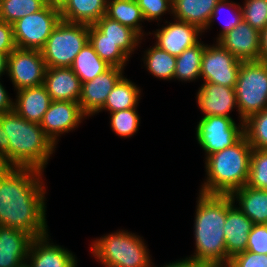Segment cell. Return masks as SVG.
Instances as JSON below:
<instances>
[{
	"instance_id": "cell-1",
	"label": "cell",
	"mask_w": 267,
	"mask_h": 267,
	"mask_svg": "<svg viewBox=\"0 0 267 267\" xmlns=\"http://www.w3.org/2000/svg\"><path fill=\"white\" fill-rule=\"evenodd\" d=\"M43 172L0 166V225L33 238L48 235Z\"/></svg>"
},
{
	"instance_id": "cell-2",
	"label": "cell",
	"mask_w": 267,
	"mask_h": 267,
	"mask_svg": "<svg viewBox=\"0 0 267 267\" xmlns=\"http://www.w3.org/2000/svg\"><path fill=\"white\" fill-rule=\"evenodd\" d=\"M194 218L195 252L189 258L203 267H227L223 226L228 195L199 192Z\"/></svg>"
},
{
	"instance_id": "cell-3",
	"label": "cell",
	"mask_w": 267,
	"mask_h": 267,
	"mask_svg": "<svg viewBox=\"0 0 267 267\" xmlns=\"http://www.w3.org/2000/svg\"><path fill=\"white\" fill-rule=\"evenodd\" d=\"M5 143H9V167L33 168L44 172L56 145L35 122L27 121L14 110L0 114Z\"/></svg>"
},
{
	"instance_id": "cell-4",
	"label": "cell",
	"mask_w": 267,
	"mask_h": 267,
	"mask_svg": "<svg viewBox=\"0 0 267 267\" xmlns=\"http://www.w3.org/2000/svg\"><path fill=\"white\" fill-rule=\"evenodd\" d=\"M252 147L245 135L235 144L205 157L206 181L199 192L230 195L247 184Z\"/></svg>"
},
{
	"instance_id": "cell-5",
	"label": "cell",
	"mask_w": 267,
	"mask_h": 267,
	"mask_svg": "<svg viewBox=\"0 0 267 267\" xmlns=\"http://www.w3.org/2000/svg\"><path fill=\"white\" fill-rule=\"evenodd\" d=\"M147 247L139 235L117 230L92 241L90 249L103 267H152Z\"/></svg>"
},
{
	"instance_id": "cell-6",
	"label": "cell",
	"mask_w": 267,
	"mask_h": 267,
	"mask_svg": "<svg viewBox=\"0 0 267 267\" xmlns=\"http://www.w3.org/2000/svg\"><path fill=\"white\" fill-rule=\"evenodd\" d=\"M89 41V25L61 20L40 50L47 67H71Z\"/></svg>"
},
{
	"instance_id": "cell-7",
	"label": "cell",
	"mask_w": 267,
	"mask_h": 267,
	"mask_svg": "<svg viewBox=\"0 0 267 267\" xmlns=\"http://www.w3.org/2000/svg\"><path fill=\"white\" fill-rule=\"evenodd\" d=\"M239 121L267 108V63L241 62L235 85Z\"/></svg>"
},
{
	"instance_id": "cell-8",
	"label": "cell",
	"mask_w": 267,
	"mask_h": 267,
	"mask_svg": "<svg viewBox=\"0 0 267 267\" xmlns=\"http://www.w3.org/2000/svg\"><path fill=\"white\" fill-rule=\"evenodd\" d=\"M60 21V8L47 4L38 12L17 20L12 24L16 46L41 50Z\"/></svg>"
},
{
	"instance_id": "cell-9",
	"label": "cell",
	"mask_w": 267,
	"mask_h": 267,
	"mask_svg": "<svg viewBox=\"0 0 267 267\" xmlns=\"http://www.w3.org/2000/svg\"><path fill=\"white\" fill-rule=\"evenodd\" d=\"M196 129V140L206 157L230 147L244 135V122L235 123L224 116L201 117Z\"/></svg>"
},
{
	"instance_id": "cell-10",
	"label": "cell",
	"mask_w": 267,
	"mask_h": 267,
	"mask_svg": "<svg viewBox=\"0 0 267 267\" xmlns=\"http://www.w3.org/2000/svg\"><path fill=\"white\" fill-rule=\"evenodd\" d=\"M46 69L40 50L16 47L8 55L7 75L16 91L43 85Z\"/></svg>"
},
{
	"instance_id": "cell-11",
	"label": "cell",
	"mask_w": 267,
	"mask_h": 267,
	"mask_svg": "<svg viewBox=\"0 0 267 267\" xmlns=\"http://www.w3.org/2000/svg\"><path fill=\"white\" fill-rule=\"evenodd\" d=\"M206 45L201 63V78L226 87L235 88L241 62L226 50L218 41Z\"/></svg>"
},
{
	"instance_id": "cell-12",
	"label": "cell",
	"mask_w": 267,
	"mask_h": 267,
	"mask_svg": "<svg viewBox=\"0 0 267 267\" xmlns=\"http://www.w3.org/2000/svg\"><path fill=\"white\" fill-rule=\"evenodd\" d=\"M87 119L78 102L52 101L40 123L45 134L57 145L59 136L68 133Z\"/></svg>"
},
{
	"instance_id": "cell-13",
	"label": "cell",
	"mask_w": 267,
	"mask_h": 267,
	"mask_svg": "<svg viewBox=\"0 0 267 267\" xmlns=\"http://www.w3.org/2000/svg\"><path fill=\"white\" fill-rule=\"evenodd\" d=\"M124 68L110 67L91 81L82 83L79 105L89 118L100 112L117 82L124 76Z\"/></svg>"
},
{
	"instance_id": "cell-14",
	"label": "cell",
	"mask_w": 267,
	"mask_h": 267,
	"mask_svg": "<svg viewBox=\"0 0 267 267\" xmlns=\"http://www.w3.org/2000/svg\"><path fill=\"white\" fill-rule=\"evenodd\" d=\"M166 26L156 29L150 35H154L156 42L154 43L159 48L168 52L171 55L179 56L185 49L197 44L202 31L195 25L187 22H181L174 19V22L166 21Z\"/></svg>"
},
{
	"instance_id": "cell-15",
	"label": "cell",
	"mask_w": 267,
	"mask_h": 267,
	"mask_svg": "<svg viewBox=\"0 0 267 267\" xmlns=\"http://www.w3.org/2000/svg\"><path fill=\"white\" fill-rule=\"evenodd\" d=\"M218 42L242 62L259 61L260 31L244 20L223 35Z\"/></svg>"
},
{
	"instance_id": "cell-16",
	"label": "cell",
	"mask_w": 267,
	"mask_h": 267,
	"mask_svg": "<svg viewBox=\"0 0 267 267\" xmlns=\"http://www.w3.org/2000/svg\"><path fill=\"white\" fill-rule=\"evenodd\" d=\"M197 105L203 116H224L229 117L233 109H237V98L235 88L203 82L197 96Z\"/></svg>"
},
{
	"instance_id": "cell-17",
	"label": "cell",
	"mask_w": 267,
	"mask_h": 267,
	"mask_svg": "<svg viewBox=\"0 0 267 267\" xmlns=\"http://www.w3.org/2000/svg\"><path fill=\"white\" fill-rule=\"evenodd\" d=\"M252 226L253 222L238 208V205H235L231 196L228 195V212L223 226L227 266L234 255L246 251Z\"/></svg>"
},
{
	"instance_id": "cell-18",
	"label": "cell",
	"mask_w": 267,
	"mask_h": 267,
	"mask_svg": "<svg viewBox=\"0 0 267 267\" xmlns=\"http://www.w3.org/2000/svg\"><path fill=\"white\" fill-rule=\"evenodd\" d=\"M49 240V234L32 240L27 258L30 267H77L76 255Z\"/></svg>"
},
{
	"instance_id": "cell-19",
	"label": "cell",
	"mask_w": 267,
	"mask_h": 267,
	"mask_svg": "<svg viewBox=\"0 0 267 267\" xmlns=\"http://www.w3.org/2000/svg\"><path fill=\"white\" fill-rule=\"evenodd\" d=\"M53 101L79 102L82 83L70 67H47L44 84Z\"/></svg>"
},
{
	"instance_id": "cell-20",
	"label": "cell",
	"mask_w": 267,
	"mask_h": 267,
	"mask_svg": "<svg viewBox=\"0 0 267 267\" xmlns=\"http://www.w3.org/2000/svg\"><path fill=\"white\" fill-rule=\"evenodd\" d=\"M33 239L24 231L0 225V267H20L26 263Z\"/></svg>"
},
{
	"instance_id": "cell-21",
	"label": "cell",
	"mask_w": 267,
	"mask_h": 267,
	"mask_svg": "<svg viewBox=\"0 0 267 267\" xmlns=\"http://www.w3.org/2000/svg\"><path fill=\"white\" fill-rule=\"evenodd\" d=\"M14 111L27 121L40 124L52 99L44 85L16 91Z\"/></svg>"
},
{
	"instance_id": "cell-22",
	"label": "cell",
	"mask_w": 267,
	"mask_h": 267,
	"mask_svg": "<svg viewBox=\"0 0 267 267\" xmlns=\"http://www.w3.org/2000/svg\"><path fill=\"white\" fill-rule=\"evenodd\" d=\"M230 196L253 224H267V190L245 185Z\"/></svg>"
},
{
	"instance_id": "cell-23",
	"label": "cell",
	"mask_w": 267,
	"mask_h": 267,
	"mask_svg": "<svg viewBox=\"0 0 267 267\" xmlns=\"http://www.w3.org/2000/svg\"><path fill=\"white\" fill-rule=\"evenodd\" d=\"M219 0H172L175 20L197 26L201 31L207 26Z\"/></svg>"
},
{
	"instance_id": "cell-24",
	"label": "cell",
	"mask_w": 267,
	"mask_h": 267,
	"mask_svg": "<svg viewBox=\"0 0 267 267\" xmlns=\"http://www.w3.org/2000/svg\"><path fill=\"white\" fill-rule=\"evenodd\" d=\"M106 6L107 0H67L60 8L61 20L93 25L106 15Z\"/></svg>"
},
{
	"instance_id": "cell-25",
	"label": "cell",
	"mask_w": 267,
	"mask_h": 267,
	"mask_svg": "<svg viewBox=\"0 0 267 267\" xmlns=\"http://www.w3.org/2000/svg\"><path fill=\"white\" fill-rule=\"evenodd\" d=\"M94 25L102 32V39L116 43L129 58L142 43V38L134 30L106 15L102 16Z\"/></svg>"
},
{
	"instance_id": "cell-26",
	"label": "cell",
	"mask_w": 267,
	"mask_h": 267,
	"mask_svg": "<svg viewBox=\"0 0 267 267\" xmlns=\"http://www.w3.org/2000/svg\"><path fill=\"white\" fill-rule=\"evenodd\" d=\"M106 16L134 30L142 39L144 18L136 0H107Z\"/></svg>"
},
{
	"instance_id": "cell-27",
	"label": "cell",
	"mask_w": 267,
	"mask_h": 267,
	"mask_svg": "<svg viewBox=\"0 0 267 267\" xmlns=\"http://www.w3.org/2000/svg\"><path fill=\"white\" fill-rule=\"evenodd\" d=\"M141 95L140 88L130 79L122 77L109 93L101 111L113 113L129 108H137Z\"/></svg>"
},
{
	"instance_id": "cell-28",
	"label": "cell",
	"mask_w": 267,
	"mask_h": 267,
	"mask_svg": "<svg viewBox=\"0 0 267 267\" xmlns=\"http://www.w3.org/2000/svg\"><path fill=\"white\" fill-rule=\"evenodd\" d=\"M110 67V65L99 57L88 41L77 54L70 68L80 79L81 83H84L91 81Z\"/></svg>"
},
{
	"instance_id": "cell-29",
	"label": "cell",
	"mask_w": 267,
	"mask_h": 267,
	"mask_svg": "<svg viewBox=\"0 0 267 267\" xmlns=\"http://www.w3.org/2000/svg\"><path fill=\"white\" fill-rule=\"evenodd\" d=\"M200 41L176 56L174 79L192 82L201 79V63L206 44Z\"/></svg>"
},
{
	"instance_id": "cell-30",
	"label": "cell",
	"mask_w": 267,
	"mask_h": 267,
	"mask_svg": "<svg viewBox=\"0 0 267 267\" xmlns=\"http://www.w3.org/2000/svg\"><path fill=\"white\" fill-rule=\"evenodd\" d=\"M89 43L99 57L111 67L125 68L129 57L119 46L108 39H102V32L93 24L89 25Z\"/></svg>"
},
{
	"instance_id": "cell-31",
	"label": "cell",
	"mask_w": 267,
	"mask_h": 267,
	"mask_svg": "<svg viewBox=\"0 0 267 267\" xmlns=\"http://www.w3.org/2000/svg\"><path fill=\"white\" fill-rule=\"evenodd\" d=\"M143 57L144 66L155 78L163 80L174 79L176 56L154 45L144 51Z\"/></svg>"
},
{
	"instance_id": "cell-32",
	"label": "cell",
	"mask_w": 267,
	"mask_h": 267,
	"mask_svg": "<svg viewBox=\"0 0 267 267\" xmlns=\"http://www.w3.org/2000/svg\"><path fill=\"white\" fill-rule=\"evenodd\" d=\"M45 5L44 0H0V20L13 24L26 15L38 12Z\"/></svg>"
},
{
	"instance_id": "cell-33",
	"label": "cell",
	"mask_w": 267,
	"mask_h": 267,
	"mask_svg": "<svg viewBox=\"0 0 267 267\" xmlns=\"http://www.w3.org/2000/svg\"><path fill=\"white\" fill-rule=\"evenodd\" d=\"M244 135L252 148L267 150V108L244 121Z\"/></svg>"
},
{
	"instance_id": "cell-34",
	"label": "cell",
	"mask_w": 267,
	"mask_h": 267,
	"mask_svg": "<svg viewBox=\"0 0 267 267\" xmlns=\"http://www.w3.org/2000/svg\"><path fill=\"white\" fill-rule=\"evenodd\" d=\"M223 9H227L226 11L229 13L226 15L224 19L220 20L219 17H221V13H223ZM232 11V12H231ZM225 13V12H224ZM230 15V16H229ZM219 19L220 23H222L223 27L220 30V33L218 37L216 38V41H218L223 35H225L227 32L232 30L234 27H236L242 20H243V13H242V8L239 3H235L233 1L230 2V0H219L217 5L215 6L213 13L211 14L210 20L205 27V29L202 32H205L207 29L210 28L212 23L214 22L215 19ZM227 18V19H226ZM218 20V21H219Z\"/></svg>"
},
{
	"instance_id": "cell-35",
	"label": "cell",
	"mask_w": 267,
	"mask_h": 267,
	"mask_svg": "<svg viewBox=\"0 0 267 267\" xmlns=\"http://www.w3.org/2000/svg\"><path fill=\"white\" fill-rule=\"evenodd\" d=\"M140 124V116L137 108L110 113V127L120 138H129L137 133Z\"/></svg>"
},
{
	"instance_id": "cell-36",
	"label": "cell",
	"mask_w": 267,
	"mask_h": 267,
	"mask_svg": "<svg viewBox=\"0 0 267 267\" xmlns=\"http://www.w3.org/2000/svg\"><path fill=\"white\" fill-rule=\"evenodd\" d=\"M247 186L267 190V150L252 149Z\"/></svg>"
},
{
	"instance_id": "cell-37",
	"label": "cell",
	"mask_w": 267,
	"mask_h": 267,
	"mask_svg": "<svg viewBox=\"0 0 267 267\" xmlns=\"http://www.w3.org/2000/svg\"><path fill=\"white\" fill-rule=\"evenodd\" d=\"M244 4L241 6L243 20L259 31L264 29L267 26V0H245Z\"/></svg>"
},
{
	"instance_id": "cell-38",
	"label": "cell",
	"mask_w": 267,
	"mask_h": 267,
	"mask_svg": "<svg viewBox=\"0 0 267 267\" xmlns=\"http://www.w3.org/2000/svg\"><path fill=\"white\" fill-rule=\"evenodd\" d=\"M145 21H160L161 16L172 14V0H136Z\"/></svg>"
},
{
	"instance_id": "cell-39",
	"label": "cell",
	"mask_w": 267,
	"mask_h": 267,
	"mask_svg": "<svg viewBox=\"0 0 267 267\" xmlns=\"http://www.w3.org/2000/svg\"><path fill=\"white\" fill-rule=\"evenodd\" d=\"M246 250L257 254H267V224H253Z\"/></svg>"
},
{
	"instance_id": "cell-40",
	"label": "cell",
	"mask_w": 267,
	"mask_h": 267,
	"mask_svg": "<svg viewBox=\"0 0 267 267\" xmlns=\"http://www.w3.org/2000/svg\"><path fill=\"white\" fill-rule=\"evenodd\" d=\"M227 267H267V254L244 251L234 255Z\"/></svg>"
},
{
	"instance_id": "cell-41",
	"label": "cell",
	"mask_w": 267,
	"mask_h": 267,
	"mask_svg": "<svg viewBox=\"0 0 267 267\" xmlns=\"http://www.w3.org/2000/svg\"><path fill=\"white\" fill-rule=\"evenodd\" d=\"M16 47L13 25L0 20V53L9 55Z\"/></svg>"
},
{
	"instance_id": "cell-42",
	"label": "cell",
	"mask_w": 267,
	"mask_h": 267,
	"mask_svg": "<svg viewBox=\"0 0 267 267\" xmlns=\"http://www.w3.org/2000/svg\"><path fill=\"white\" fill-rule=\"evenodd\" d=\"M13 110H14V100H12L9 97L7 90L0 81V114L8 113Z\"/></svg>"
},
{
	"instance_id": "cell-43",
	"label": "cell",
	"mask_w": 267,
	"mask_h": 267,
	"mask_svg": "<svg viewBox=\"0 0 267 267\" xmlns=\"http://www.w3.org/2000/svg\"><path fill=\"white\" fill-rule=\"evenodd\" d=\"M0 166L9 167V143H5L4 128L0 124Z\"/></svg>"
},
{
	"instance_id": "cell-44",
	"label": "cell",
	"mask_w": 267,
	"mask_h": 267,
	"mask_svg": "<svg viewBox=\"0 0 267 267\" xmlns=\"http://www.w3.org/2000/svg\"><path fill=\"white\" fill-rule=\"evenodd\" d=\"M259 61L267 63V26L260 31V57Z\"/></svg>"
},
{
	"instance_id": "cell-45",
	"label": "cell",
	"mask_w": 267,
	"mask_h": 267,
	"mask_svg": "<svg viewBox=\"0 0 267 267\" xmlns=\"http://www.w3.org/2000/svg\"><path fill=\"white\" fill-rule=\"evenodd\" d=\"M152 267H158V266H154L152 264ZM163 267H203V266L193 261L189 257H186L185 259L182 258L181 260H177L172 263L166 264Z\"/></svg>"
},
{
	"instance_id": "cell-46",
	"label": "cell",
	"mask_w": 267,
	"mask_h": 267,
	"mask_svg": "<svg viewBox=\"0 0 267 267\" xmlns=\"http://www.w3.org/2000/svg\"><path fill=\"white\" fill-rule=\"evenodd\" d=\"M8 55L0 53V78L7 74Z\"/></svg>"
},
{
	"instance_id": "cell-47",
	"label": "cell",
	"mask_w": 267,
	"mask_h": 267,
	"mask_svg": "<svg viewBox=\"0 0 267 267\" xmlns=\"http://www.w3.org/2000/svg\"><path fill=\"white\" fill-rule=\"evenodd\" d=\"M47 5H52L61 8L67 0H44Z\"/></svg>"
},
{
	"instance_id": "cell-48",
	"label": "cell",
	"mask_w": 267,
	"mask_h": 267,
	"mask_svg": "<svg viewBox=\"0 0 267 267\" xmlns=\"http://www.w3.org/2000/svg\"><path fill=\"white\" fill-rule=\"evenodd\" d=\"M20 267H30L28 262L24 263L23 265H21Z\"/></svg>"
}]
</instances>
